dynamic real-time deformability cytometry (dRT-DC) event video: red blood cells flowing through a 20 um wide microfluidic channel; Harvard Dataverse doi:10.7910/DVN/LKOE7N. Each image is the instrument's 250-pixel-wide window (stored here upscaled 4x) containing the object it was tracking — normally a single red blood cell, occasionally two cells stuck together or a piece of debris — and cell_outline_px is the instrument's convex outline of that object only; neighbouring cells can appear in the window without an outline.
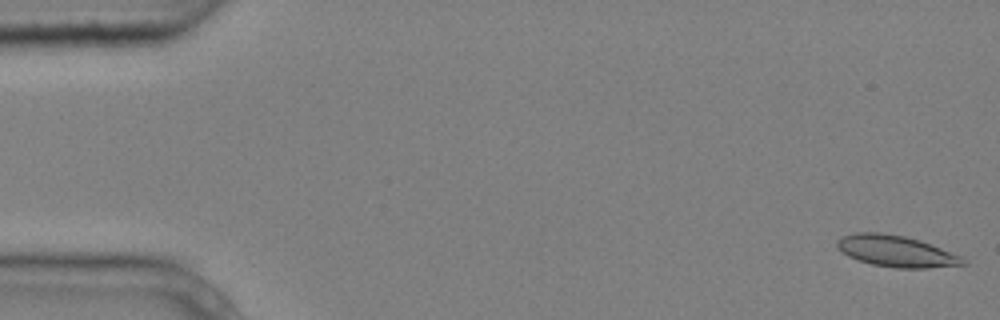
{"species": "common noctule bat (a hibernating species)", "species_latin": "Nyctalus noctula", "temperature_condition": "cold", "stored_images_in_passage": 5, "camera_frame_rate_fps": 3000, "um_per_image_px": 0.085, "animal": {"sex": "male", "body_mass_g": 20.4}, "frame": {"image": 1, "passage_image": 1, "time_ms": 0.0, "image_size_px": [1000, 320], "cell_outline_px": [[968, 264], [928, 268], [896, 268], [872, 264], [848, 256], [836, 244], [836, 240], [840, 236], [856, 232], [880, 232], [904, 236], [920, 240], [964, 256], [968, 260]], "centroid_in_image_um": [76.24, 21.34], "position_along_channel_um": 8.8, "area_um2": 23.18}}
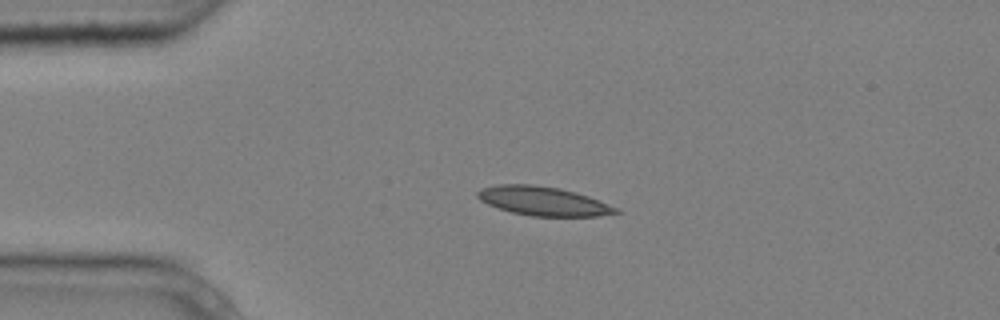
{"frame": {"image": 2, "passage_image": 4, "time_ms": 1.0, "image_size_px": [1000, 320], "cell_outline_px": [[620, 212], [596, 216], [532, 216], [512, 212], [488, 204], [480, 200], [476, 196], [476, 192], [484, 188], [496, 184], [532, 184], [560, 188], [576, 192], [588, 196], [620, 208]], "centroid_in_image_um": [46.19, 17.08], "position_along_channel_um": 38.8, "area_um2": 23.29}}